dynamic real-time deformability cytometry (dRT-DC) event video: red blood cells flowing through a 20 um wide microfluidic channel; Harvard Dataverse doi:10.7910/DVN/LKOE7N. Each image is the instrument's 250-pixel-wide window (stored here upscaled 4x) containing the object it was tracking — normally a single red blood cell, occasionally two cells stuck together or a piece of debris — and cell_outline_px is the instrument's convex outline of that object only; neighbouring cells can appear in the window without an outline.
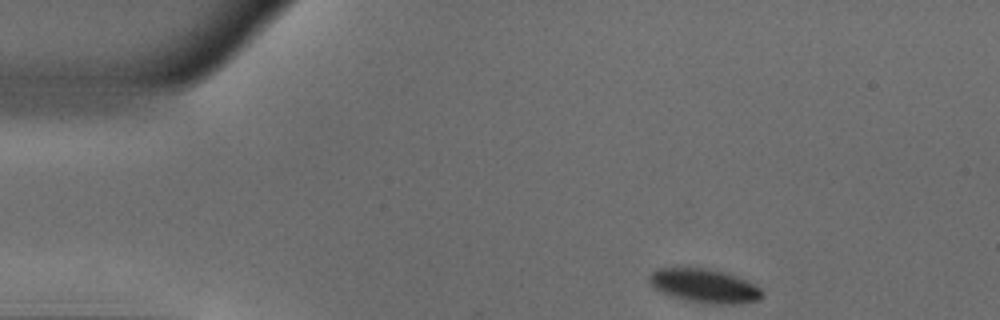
{"species": "common noctule bat (a hibernating species)", "species_latin": "Nyctalus noctula", "temperature_condition": "warm", "stored_images_in_passage": 16, "camera_frame_rate_fps": 3000, "um_per_image_px": 0.085, "animal": {"sex": "male", "body_mass_g": 18.8}, "frame": {"image": 1, "passage_image": 1, "time_ms": 0.0, "image_size_px": [1000, 320], "cell_outline_px": [[764, 296], [760, 300], [732, 304], [712, 304], [684, 300], [668, 296], [660, 292], [648, 280], [648, 276], [656, 268], [704, 268], [724, 272], [744, 280], [760, 288], [764, 292]], "centroid_in_image_um": [59.85, 24.31], "position_along_channel_um": 25.1, "area_um2": 22.2}}
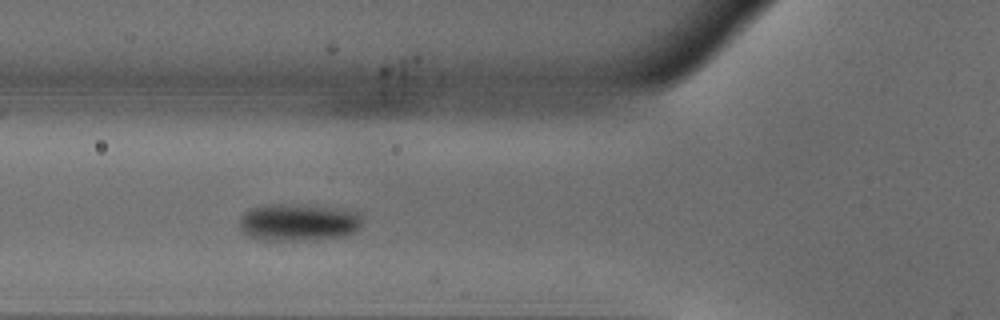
{"frame": {"image": 2, "passage_image": 12, "time_ms": 3.667, "image_size_px": [1000, 320], "cell_outline_px": [[364, 220], [360, 228], [356, 232], [340, 236], [312, 240], [264, 240], [252, 236], [244, 232], [240, 224], [240, 220], [244, 212], [252, 208], [272, 204], [292, 204], [332, 208], [360, 212], [364, 216]], "centroid_in_image_um": [25.44, 18.9], "position_along_channel_um": 100.4, "area_um2": 26.47}}
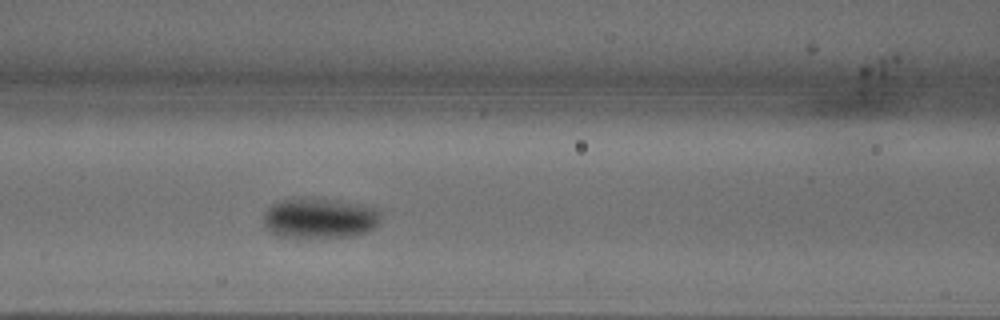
{"frame": {"image": 3, "passage_image": 15, "time_ms": 4.667, "image_size_px": [1000, 320], "cell_outline_px": [[380, 224], [376, 228], [368, 232], [356, 236], [280, 236], [272, 232], [264, 224], [264, 212], [272, 204], [284, 200], [336, 200], [376, 208], [380, 212]], "centroid_in_image_um": [27.24, 18.56], "position_along_channel_um": 139.4, "area_um2": 26.7}}